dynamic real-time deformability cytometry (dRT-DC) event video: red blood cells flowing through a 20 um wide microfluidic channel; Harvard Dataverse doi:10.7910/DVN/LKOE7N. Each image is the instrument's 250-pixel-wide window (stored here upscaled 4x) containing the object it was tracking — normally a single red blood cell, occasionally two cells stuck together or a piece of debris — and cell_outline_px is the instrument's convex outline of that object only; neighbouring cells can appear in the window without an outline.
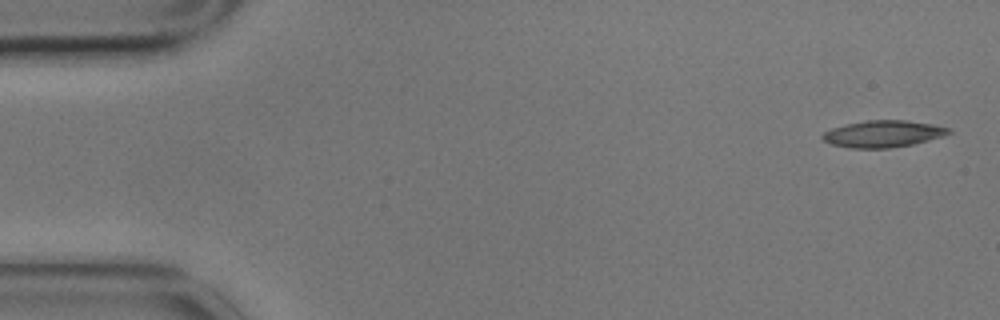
{"species": "common noctule bat (a hibernating species)", "species_latin": "Nyctalus noctula", "temperature_condition": "cold", "stored_images_in_passage": 4, "camera_frame_rate_fps": 3000, "um_per_image_px": 0.085, "animal": {"sex": "male", "body_mass_g": 17.9}, "frame": {"image": 1, "passage_image": 1, "time_ms": 0.0, "image_size_px": [1000, 320], "cell_outline_px": [[952, 132], [944, 136], [912, 144], [888, 148], [852, 148], [832, 144], [824, 140], [820, 136], [824, 132], [832, 128], [844, 124], [868, 120], [904, 120], [932, 124], [952, 128]], "centroid_in_image_um": [75.08, 11.37], "position_along_channel_um": 9.9, "area_um2": 19.65}}
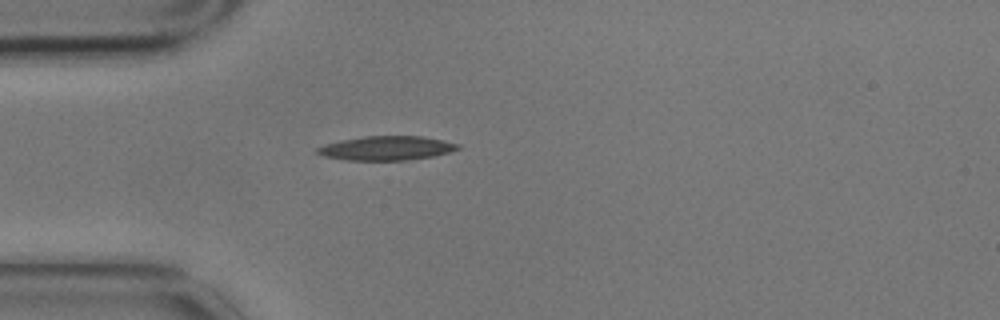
{"frame": {"image": 2, "passage_image": 4, "time_ms": 1.0, "image_size_px": [1000, 320], "cell_outline_px": [[460, 148], [452, 152], [432, 156], [404, 160], [344, 160], [324, 156], [316, 152], [316, 148], [324, 144], [340, 140], [364, 136], [420, 136], [444, 140], [460, 144]], "centroid_in_image_um": [32.85, 12.59], "position_along_channel_um": 52.1, "area_um2": 19.83}}